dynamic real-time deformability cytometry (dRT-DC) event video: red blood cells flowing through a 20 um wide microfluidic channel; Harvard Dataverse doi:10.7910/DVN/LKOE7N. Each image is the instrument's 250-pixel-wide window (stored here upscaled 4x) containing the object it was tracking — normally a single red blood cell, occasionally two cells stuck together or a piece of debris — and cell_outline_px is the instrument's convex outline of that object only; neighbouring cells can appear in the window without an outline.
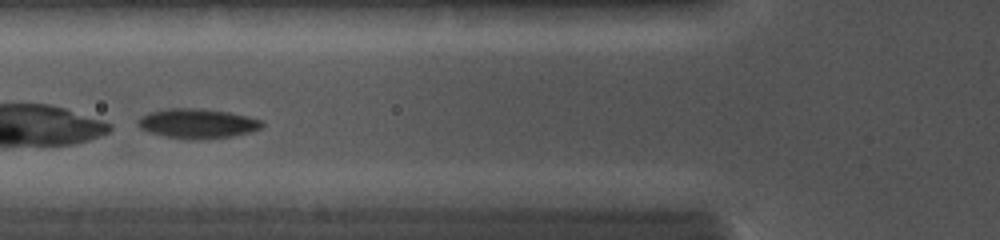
{"species": "common noctule bat (a hibernating species)", "species_latin": "Nyctalus noctula", "temperature_condition": "cold", "stored_images_in_passage": 8, "camera_frame_rate_fps": 5000, "um_per_image_px": 0.085, "animal": {"sex": "female", "body_mass_g": 19.0, "forearm_length_mm": 56.7}, "frame": {"image": 1, "passage_image": 3, "time_ms": 1.0, "image_size_px": [1000, 240], "cell_outline_px": [[264, 124], [260, 128], [252, 132], [232, 136], [168, 136], [152, 132], [140, 128], [136, 124], [136, 120], [140, 116], [148, 112], [168, 108], [196, 108], [228, 112], [248, 116], [264, 120]], "centroid_in_image_um": [16.79, 10.43], "position_along_channel_um": 109.0, "area_um2": 20.52}}
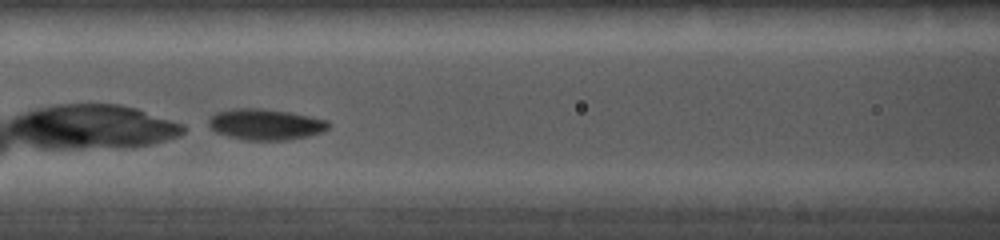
{"frame": {"image": 2, "passage_image": 5, "time_ms": 1.8, "image_size_px": [1000, 240], "cell_outline_px": [[332, 124], [328, 128], [320, 132], [308, 136], [288, 140], [244, 140], [228, 136], [216, 132], [208, 128], [208, 120], [216, 112], [236, 108], [264, 108], [292, 112], [328, 120]], "centroid_in_image_um": [22.57, 10.56], "position_along_channel_um": 144.0, "area_um2": 21.91}}
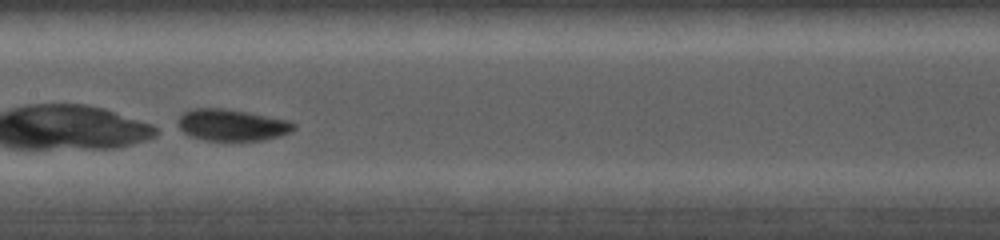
{"frame": {"image": 3, "passage_image": 7, "time_ms": 2.8, "image_size_px": [1000, 240], "cell_outline_px": [[296, 128], [292, 132], [280, 136], [260, 140], [204, 140], [188, 136], [176, 128], [176, 120], [184, 112], [192, 108], [224, 108], [288, 120], [296, 124]], "centroid_in_image_um": [19.65, 10.63], "position_along_channel_um": 187.8, "area_um2": 21.56}}